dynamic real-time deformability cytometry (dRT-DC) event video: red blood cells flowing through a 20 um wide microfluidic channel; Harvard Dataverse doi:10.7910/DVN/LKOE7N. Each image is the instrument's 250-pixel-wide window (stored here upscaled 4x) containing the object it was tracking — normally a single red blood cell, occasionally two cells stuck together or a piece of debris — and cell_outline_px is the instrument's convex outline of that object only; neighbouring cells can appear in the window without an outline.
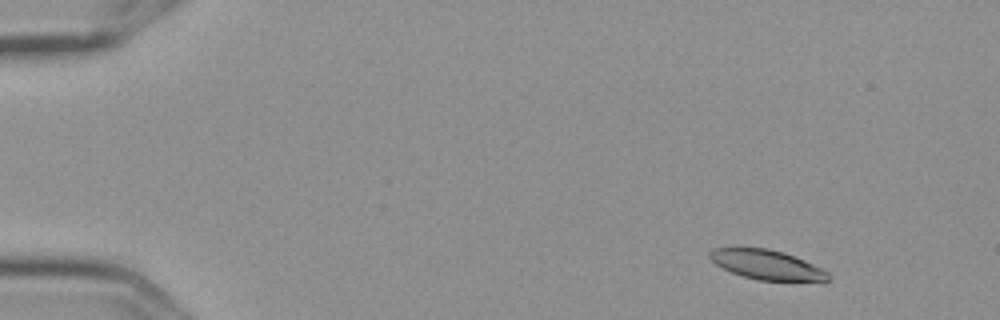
{"species": "Egyptian fruit bat (a non-hibernating species)", "species_latin": "Rousettus aegyptiacus", "temperature_condition": "cold", "stored_images_in_passage": 4, "camera_frame_rate_fps": 3000, "um_per_image_px": 0.085, "frame": {"image": 1, "passage_image": 1, "time_ms": 0.0, "image_size_px": [1000, 320], "cell_outline_px": [[828, 280], [760, 280], [744, 276], [732, 272], [716, 264], [708, 256], [708, 252], [712, 248], [768, 248], [784, 252], [804, 260], [828, 272]], "centroid_in_image_um": [65.12, 22.47], "position_along_channel_um": 19.9, "area_um2": 19.88}}